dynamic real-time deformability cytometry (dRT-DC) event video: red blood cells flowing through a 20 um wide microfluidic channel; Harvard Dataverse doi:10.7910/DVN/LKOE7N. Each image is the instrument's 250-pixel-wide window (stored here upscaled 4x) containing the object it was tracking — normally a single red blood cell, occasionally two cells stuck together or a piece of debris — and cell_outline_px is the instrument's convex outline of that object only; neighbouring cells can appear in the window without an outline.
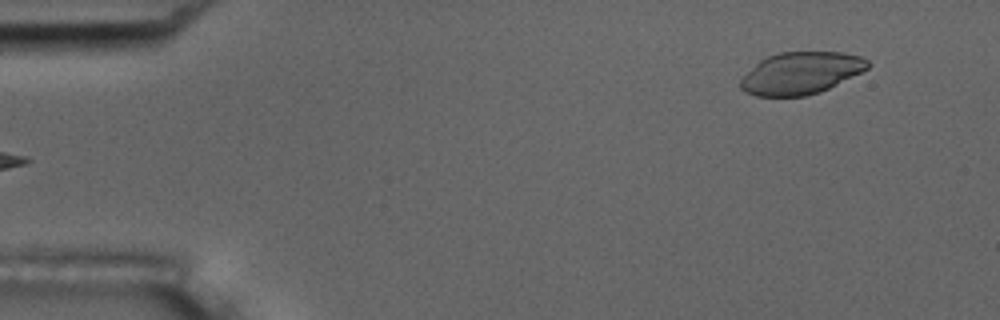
{"species": "common noctule bat (a hibernating species)", "species_latin": "Nyctalus noctula", "temperature_condition": "room temperature", "stored_images_in_passage": 52, "camera_frame_rate_fps": 3000, "um_per_image_px": 0.085, "animal": {"sex": "male", "body_mass_g": 17.5, "forearm_length_mm": 52.3}, "frame": {"image": 1, "passage_image": 1, "time_ms": 0.0, "image_size_px": [1000, 320], "cell_outline_px": [[868, 68], [820, 92], [804, 96], [756, 96], [744, 92], [740, 88], [740, 80], [760, 60], [768, 56], [780, 52], [840, 52], [860, 56], [868, 60]], "centroid_in_image_um": [68.04, 6.22], "position_along_channel_um": 17.0, "area_um2": 30.81}}